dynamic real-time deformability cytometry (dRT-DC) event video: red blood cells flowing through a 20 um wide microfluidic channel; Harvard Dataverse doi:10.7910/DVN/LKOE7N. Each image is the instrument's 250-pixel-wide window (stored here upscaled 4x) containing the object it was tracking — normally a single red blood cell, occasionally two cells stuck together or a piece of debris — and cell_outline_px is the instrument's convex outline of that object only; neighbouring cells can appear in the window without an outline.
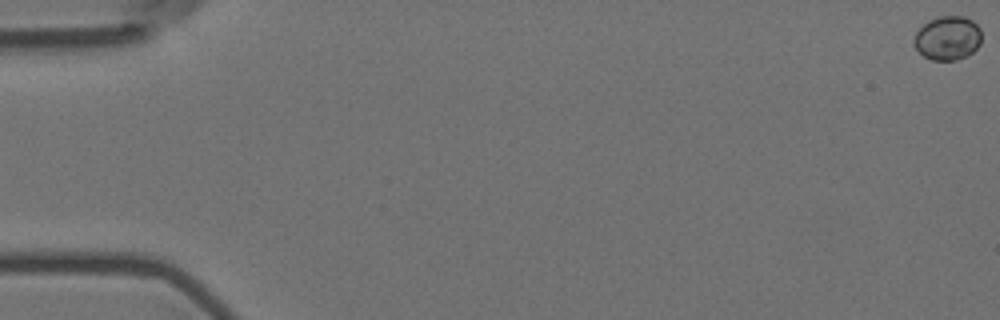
{"species": "Egyptian fruit bat (a non-hibernating species)", "species_latin": "Rousettus aegyptiacus", "temperature_condition": "room temperature", "stored_images_in_passage": 59, "camera_frame_rate_fps": 3000, "um_per_image_px": 0.085, "animal": {"sex": "female"}, "frame": {"image": 1, "passage_image": 1, "time_ms": 0.0, "image_size_px": [1000, 320], "cell_outline_px": [[980, 44], [972, 52], [956, 60], [932, 60], [924, 56], [916, 48], [916, 32], [928, 20], [936, 16], [964, 16], [972, 20], [980, 28]], "centroid_in_image_um": [80.57, 3.21], "position_along_channel_um": 4.4, "area_um2": 17.05}}
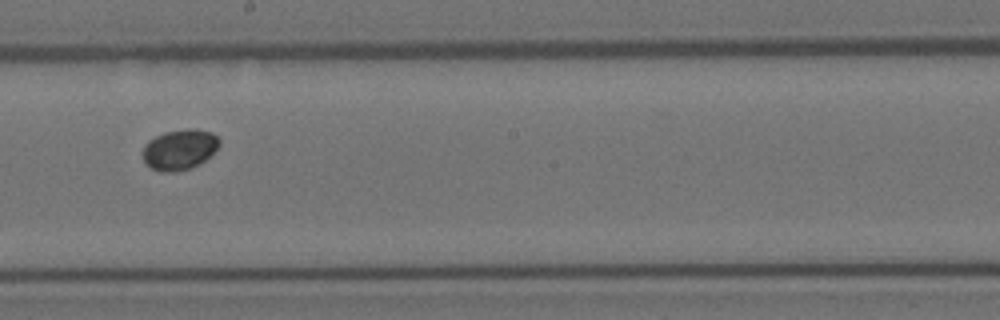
{"frame": {"image": 2, "passage_image": 34, "time_ms": 11.0, "image_size_px": [1000, 320], "cell_outline_px": [[220, 144], [200, 164], [192, 168], [172, 172], [160, 172], [152, 168], [144, 160], [144, 144], [148, 140], [164, 132], [188, 128], [196, 128], [212, 132], [220, 140]], "centroid_in_image_um": [15.27, 12.69], "position_along_channel_um": 232.9, "area_um2": 17.98}}
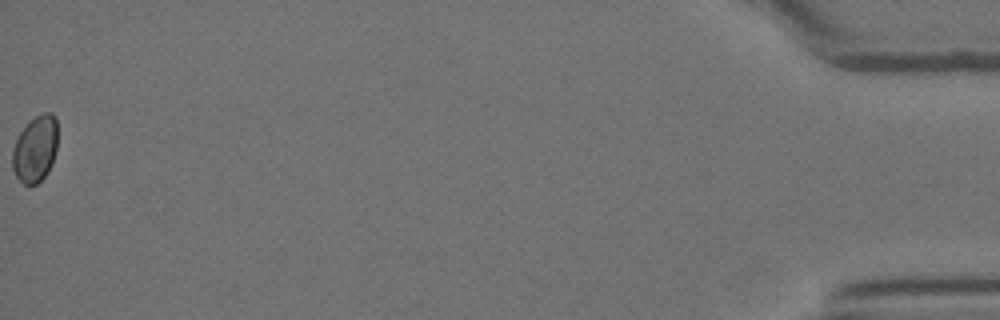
{"frame": {"image": 3, "passage_image": 59, "time_ms": 19.333, "image_size_px": [1000, 320], "cell_outline_px": [[56, 152], [52, 164], [44, 176], [36, 184], [24, 184], [16, 176], [12, 168], [12, 152], [16, 140], [20, 132], [36, 116], [44, 112], [52, 112], [56, 116]], "centroid_in_image_um": [3.0, 12.66], "position_along_channel_um": 432.2, "area_um2": 17.28}}